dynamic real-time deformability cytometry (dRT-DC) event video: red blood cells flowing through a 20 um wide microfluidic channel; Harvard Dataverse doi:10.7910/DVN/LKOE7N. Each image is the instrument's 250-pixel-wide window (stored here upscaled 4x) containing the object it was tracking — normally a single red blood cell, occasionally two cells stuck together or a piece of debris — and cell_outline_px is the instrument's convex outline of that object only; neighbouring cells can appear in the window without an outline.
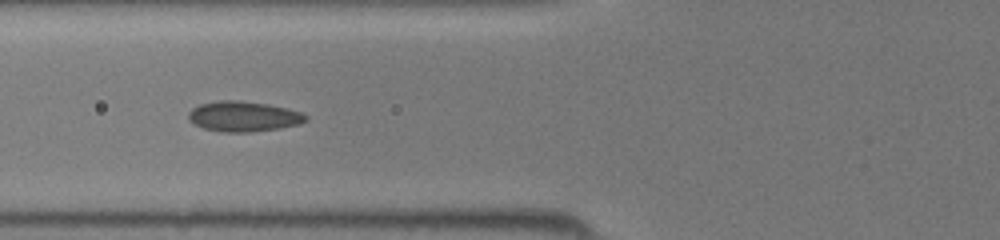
{"species": "common noctule bat (a hibernating species)", "species_latin": "Nyctalus noctula", "temperature_condition": "room temperature", "stored_images_in_passage": 15, "camera_frame_rate_fps": 3000, "um_per_image_px": 0.085, "animal": {"sex": "female", "body_mass_g": 19.5, "forearm_length_mm": 54.1}, "frame": {"image": 1, "passage_image": 5, "time_ms": 1.333, "image_size_px": [1000, 240], "cell_outline_px": [[308, 120], [296, 124], [280, 128], [252, 132], [220, 132], [204, 128], [188, 120], [188, 112], [192, 108], [200, 104], [220, 100], [240, 100], [268, 104], [288, 108], [300, 112], [308, 116]], "centroid_in_image_um": [20.68, 9.89], "position_along_channel_um": 105.1, "area_um2": 20.75}}